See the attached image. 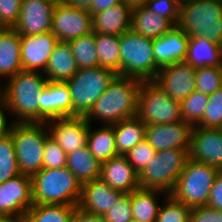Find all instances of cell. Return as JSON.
Masks as SVG:
<instances>
[{
	"mask_svg": "<svg viewBox=\"0 0 222 222\" xmlns=\"http://www.w3.org/2000/svg\"><path fill=\"white\" fill-rule=\"evenodd\" d=\"M47 82L43 72L22 70L0 85L14 123H40L41 92Z\"/></svg>",
	"mask_w": 222,
	"mask_h": 222,
	"instance_id": "1",
	"label": "cell"
},
{
	"mask_svg": "<svg viewBox=\"0 0 222 222\" xmlns=\"http://www.w3.org/2000/svg\"><path fill=\"white\" fill-rule=\"evenodd\" d=\"M142 80L117 75L106 91L97 99L85 119H96L103 125H112L137 115L138 92Z\"/></svg>",
	"mask_w": 222,
	"mask_h": 222,
	"instance_id": "2",
	"label": "cell"
},
{
	"mask_svg": "<svg viewBox=\"0 0 222 222\" xmlns=\"http://www.w3.org/2000/svg\"><path fill=\"white\" fill-rule=\"evenodd\" d=\"M31 188L33 204L78 206L82 185L67 167L42 168L31 176Z\"/></svg>",
	"mask_w": 222,
	"mask_h": 222,
	"instance_id": "3",
	"label": "cell"
},
{
	"mask_svg": "<svg viewBox=\"0 0 222 222\" xmlns=\"http://www.w3.org/2000/svg\"><path fill=\"white\" fill-rule=\"evenodd\" d=\"M177 27L190 38L205 37L222 46L220 0H191L180 4Z\"/></svg>",
	"mask_w": 222,
	"mask_h": 222,
	"instance_id": "4",
	"label": "cell"
},
{
	"mask_svg": "<svg viewBox=\"0 0 222 222\" xmlns=\"http://www.w3.org/2000/svg\"><path fill=\"white\" fill-rule=\"evenodd\" d=\"M159 69L154 60L152 38L132 30L120 35V76L153 81Z\"/></svg>",
	"mask_w": 222,
	"mask_h": 222,
	"instance_id": "5",
	"label": "cell"
},
{
	"mask_svg": "<svg viewBox=\"0 0 222 222\" xmlns=\"http://www.w3.org/2000/svg\"><path fill=\"white\" fill-rule=\"evenodd\" d=\"M11 134L21 174L33 176L43 168L46 139L50 136L46 123H10Z\"/></svg>",
	"mask_w": 222,
	"mask_h": 222,
	"instance_id": "6",
	"label": "cell"
},
{
	"mask_svg": "<svg viewBox=\"0 0 222 222\" xmlns=\"http://www.w3.org/2000/svg\"><path fill=\"white\" fill-rule=\"evenodd\" d=\"M188 160V150L156 151L152 160L138 174L140 188L160 190L170 195Z\"/></svg>",
	"mask_w": 222,
	"mask_h": 222,
	"instance_id": "7",
	"label": "cell"
},
{
	"mask_svg": "<svg viewBox=\"0 0 222 222\" xmlns=\"http://www.w3.org/2000/svg\"><path fill=\"white\" fill-rule=\"evenodd\" d=\"M117 75L114 71L99 66L78 69L73 77L65 81L70 90L72 117H85Z\"/></svg>",
	"mask_w": 222,
	"mask_h": 222,
	"instance_id": "8",
	"label": "cell"
},
{
	"mask_svg": "<svg viewBox=\"0 0 222 222\" xmlns=\"http://www.w3.org/2000/svg\"><path fill=\"white\" fill-rule=\"evenodd\" d=\"M219 169L189 159L170 194L188 207L207 206L212 185Z\"/></svg>",
	"mask_w": 222,
	"mask_h": 222,
	"instance_id": "9",
	"label": "cell"
},
{
	"mask_svg": "<svg viewBox=\"0 0 222 222\" xmlns=\"http://www.w3.org/2000/svg\"><path fill=\"white\" fill-rule=\"evenodd\" d=\"M137 116L145 125L183 121L181 103L165 94L153 81H142L138 92Z\"/></svg>",
	"mask_w": 222,
	"mask_h": 222,
	"instance_id": "10",
	"label": "cell"
},
{
	"mask_svg": "<svg viewBox=\"0 0 222 222\" xmlns=\"http://www.w3.org/2000/svg\"><path fill=\"white\" fill-rule=\"evenodd\" d=\"M32 205L31 176L19 174L0 184V214L20 222Z\"/></svg>",
	"mask_w": 222,
	"mask_h": 222,
	"instance_id": "11",
	"label": "cell"
},
{
	"mask_svg": "<svg viewBox=\"0 0 222 222\" xmlns=\"http://www.w3.org/2000/svg\"><path fill=\"white\" fill-rule=\"evenodd\" d=\"M51 32L59 42H68L92 32V15L67 4L55 6Z\"/></svg>",
	"mask_w": 222,
	"mask_h": 222,
	"instance_id": "12",
	"label": "cell"
},
{
	"mask_svg": "<svg viewBox=\"0 0 222 222\" xmlns=\"http://www.w3.org/2000/svg\"><path fill=\"white\" fill-rule=\"evenodd\" d=\"M195 79L196 69L182 62L161 67L153 82L165 94L181 103L196 90Z\"/></svg>",
	"mask_w": 222,
	"mask_h": 222,
	"instance_id": "13",
	"label": "cell"
},
{
	"mask_svg": "<svg viewBox=\"0 0 222 222\" xmlns=\"http://www.w3.org/2000/svg\"><path fill=\"white\" fill-rule=\"evenodd\" d=\"M50 137L66 154L87 145L89 122L82 116L60 117L46 122Z\"/></svg>",
	"mask_w": 222,
	"mask_h": 222,
	"instance_id": "14",
	"label": "cell"
},
{
	"mask_svg": "<svg viewBox=\"0 0 222 222\" xmlns=\"http://www.w3.org/2000/svg\"><path fill=\"white\" fill-rule=\"evenodd\" d=\"M189 159L206 163L222 171V129L193 126Z\"/></svg>",
	"mask_w": 222,
	"mask_h": 222,
	"instance_id": "15",
	"label": "cell"
},
{
	"mask_svg": "<svg viewBox=\"0 0 222 222\" xmlns=\"http://www.w3.org/2000/svg\"><path fill=\"white\" fill-rule=\"evenodd\" d=\"M58 42L51 31L36 35H20V60L23 70L44 72Z\"/></svg>",
	"mask_w": 222,
	"mask_h": 222,
	"instance_id": "16",
	"label": "cell"
},
{
	"mask_svg": "<svg viewBox=\"0 0 222 222\" xmlns=\"http://www.w3.org/2000/svg\"><path fill=\"white\" fill-rule=\"evenodd\" d=\"M55 5L46 0H22L14 30L20 35H36L51 31Z\"/></svg>",
	"mask_w": 222,
	"mask_h": 222,
	"instance_id": "17",
	"label": "cell"
},
{
	"mask_svg": "<svg viewBox=\"0 0 222 222\" xmlns=\"http://www.w3.org/2000/svg\"><path fill=\"white\" fill-rule=\"evenodd\" d=\"M192 126L184 121L146 125L145 139L156 151L190 150Z\"/></svg>",
	"mask_w": 222,
	"mask_h": 222,
	"instance_id": "18",
	"label": "cell"
},
{
	"mask_svg": "<svg viewBox=\"0 0 222 222\" xmlns=\"http://www.w3.org/2000/svg\"><path fill=\"white\" fill-rule=\"evenodd\" d=\"M189 38L181 28L174 26L163 36L153 39L155 63L161 68L185 62Z\"/></svg>",
	"mask_w": 222,
	"mask_h": 222,
	"instance_id": "19",
	"label": "cell"
},
{
	"mask_svg": "<svg viewBox=\"0 0 222 222\" xmlns=\"http://www.w3.org/2000/svg\"><path fill=\"white\" fill-rule=\"evenodd\" d=\"M60 117H72L69 87L65 82H50L41 92L40 123Z\"/></svg>",
	"mask_w": 222,
	"mask_h": 222,
	"instance_id": "20",
	"label": "cell"
},
{
	"mask_svg": "<svg viewBox=\"0 0 222 222\" xmlns=\"http://www.w3.org/2000/svg\"><path fill=\"white\" fill-rule=\"evenodd\" d=\"M100 178L112 189L122 193H131L140 188L138 173L125 155H117L101 163Z\"/></svg>",
	"mask_w": 222,
	"mask_h": 222,
	"instance_id": "21",
	"label": "cell"
},
{
	"mask_svg": "<svg viewBox=\"0 0 222 222\" xmlns=\"http://www.w3.org/2000/svg\"><path fill=\"white\" fill-rule=\"evenodd\" d=\"M122 194L98 178L82 184L78 207L92 214L103 215Z\"/></svg>",
	"mask_w": 222,
	"mask_h": 222,
	"instance_id": "22",
	"label": "cell"
},
{
	"mask_svg": "<svg viewBox=\"0 0 222 222\" xmlns=\"http://www.w3.org/2000/svg\"><path fill=\"white\" fill-rule=\"evenodd\" d=\"M132 9L124 2L92 15V32L120 36L131 30Z\"/></svg>",
	"mask_w": 222,
	"mask_h": 222,
	"instance_id": "23",
	"label": "cell"
},
{
	"mask_svg": "<svg viewBox=\"0 0 222 222\" xmlns=\"http://www.w3.org/2000/svg\"><path fill=\"white\" fill-rule=\"evenodd\" d=\"M20 34L13 28L0 29V77L8 79L23 70ZM1 81V80H0ZM1 85V82H0Z\"/></svg>",
	"mask_w": 222,
	"mask_h": 222,
	"instance_id": "24",
	"label": "cell"
},
{
	"mask_svg": "<svg viewBox=\"0 0 222 222\" xmlns=\"http://www.w3.org/2000/svg\"><path fill=\"white\" fill-rule=\"evenodd\" d=\"M78 67L67 42H58L47 63L45 77L50 82H65L73 77Z\"/></svg>",
	"mask_w": 222,
	"mask_h": 222,
	"instance_id": "25",
	"label": "cell"
},
{
	"mask_svg": "<svg viewBox=\"0 0 222 222\" xmlns=\"http://www.w3.org/2000/svg\"><path fill=\"white\" fill-rule=\"evenodd\" d=\"M174 25L166 18L147 9L136 7L131 12V30L134 33L155 39L170 31Z\"/></svg>",
	"mask_w": 222,
	"mask_h": 222,
	"instance_id": "26",
	"label": "cell"
},
{
	"mask_svg": "<svg viewBox=\"0 0 222 222\" xmlns=\"http://www.w3.org/2000/svg\"><path fill=\"white\" fill-rule=\"evenodd\" d=\"M185 63L194 69L204 66L222 67V46L205 37L189 38Z\"/></svg>",
	"mask_w": 222,
	"mask_h": 222,
	"instance_id": "27",
	"label": "cell"
},
{
	"mask_svg": "<svg viewBox=\"0 0 222 222\" xmlns=\"http://www.w3.org/2000/svg\"><path fill=\"white\" fill-rule=\"evenodd\" d=\"M66 167L82 184L100 178L101 163L92 155L87 145L67 154Z\"/></svg>",
	"mask_w": 222,
	"mask_h": 222,
	"instance_id": "28",
	"label": "cell"
},
{
	"mask_svg": "<svg viewBox=\"0 0 222 222\" xmlns=\"http://www.w3.org/2000/svg\"><path fill=\"white\" fill-rule=\"evenodd\" d=\"M115 134V147L118 155H126L127 152L145 139L146 125L140 118L134 117L123 119L112 124Z\"/></svg>",
	"mask_w": 222,
	"mask_h": 222,
	"instance_id": "29",
	"label": "cell"
},
{
	"mask_svg": "<svg viewBox=\"0 0 222 222\" xmlns=\"http://www.w3.org/2000/svg\"><path fill=\"white\" fill-rule=\"evenodd\" d=\"M159 194V195H158ZM168 194L160 190L139 188L131 192V210L133 219L138 222H155L160 204L157 196Z\"/></svg>",
	"mask_w": 222,
	"mask_h": 222,
	"instance_id": "30",
	"label": "cell"
},
{
	"mask_svg": "<svg viewBox=\"0 0 222 222\" xmlns=\"http://www.w3.org/2000/svg\"><path fill=\"white\" fill-rule=\"evenodd\" d=\"M93 125L89 123L87 146L92 155L103 163L118 155L115 147V134L112 125H101L93 130Z\"/></svg>",
	"mask_w": 222,
	"mask_h": 222,
	"instance_id": "31",
	"label": "cell"
},
{
	"mask_svg": "<svg viewBox=\"0 0 222 222\" xmlns=\"http://www.w3.org/2000/svg\"><path fill=\"white\" fill-rule=\"evenodd\" d=\"M77 206L33 204L20 222H72Z\"/></svg>",
	"mask_w": 222,
	"mask_h": 222,
	"instance_id": "32",
	"label": "cell"
},
{
	"mask_svg": "<svg viewBox=\"0 0 222 222\" xmlns=\"http://www.w3.org/2000/svg\"><path fill=\"white\" fill-rule=\"evenodd\" d=\"M99 66L120 76V36L95 33Z\"/></svg>",
	"mask_w": 222,
	"mask_h": 222,
	"instance_id": "33",
	"label": "cell"
},
{
	"mask_svg": "<svg viewBox=\"0 0 222 222\" xmlns=\"http://www.w3.org/2000/svg\"><path fill=\"white\" fill-rule=\"evenodd\" d=\"M67 43L73 53L78 69L99 67L94 32Z\"/></svg>",
	"mask_w": 222,
	"mask_h": 222,
	"instance_id": "34",
	"label": "cell"
},
{
	"mask_svg": "<svg viewBox=\"0 0 222 222\" xmlns=\"http://www.w3.org/2000/svg\"><path fill=\"white\" fill-rule=\"evenodd\" d=\"M21 174L11 134L0 133V184Z\"/></svg>",
	"mask_w": 222,
	"mask_h": 222,
	"instance_id": "35",
	"label": "cell"
},
{
	"mask_svg": "<svg viewBox=\"0 0 222 222\" xmlns=\"http://www.w3.org/2000/svg\"><path fill=\"white\" fill-rule=\"evenodd\" d=\"M207 105L208 95L194 90L181 102V116L183 121L192 127L196 126L202 120Z\"/></svg>",
	"mask_w": 222,
	"mask_h": 222,
	"instance_id": "36",
	"label": "cell"
},
{
	"mask_svg": "<svg viewBox=\"0 0 222 222\" xmlns=\"http://www.w3.org/2000/svg\"><path fill=\"white\" fill-rule=\"evenodd\" d=\"M196 90L210 95L222 87V67L204 66L196 69Z\"/></svg>",
	"mask_w": 222,
	"mask_h": 222,
	"instance_id": "37",
	"label": "cell"
},
{
	"mask_svg": "<svg viewBox=\"0 0 222 222\" xmlns=\"http://www.w3.org/2000/svg\"><path fill=\"white\" fill-rule=\"evenodd\" d=\"M163 201L155 222H189L191 207L176 201L171 195L165 197Z\"/></svg>",
	"mask_w": 222,
	"mask_h": 222,
	"instance_id": "38",
	"label": "cell"
},
{
	"mask_svg": "<svg viewBox=\"0 0 222 222\" xmlns=\"http://www.w3.org/2000/svg\"><path fill=\"white\" fill-rule=\"evenodd\" d=\"M196 126L222 128V87L208 96V105L202 120Z\"/></svg>",
	"mask_w": 222,
	"mask_h": 222,
	"instance_id": "39",
	"label": "cell"
},
{
	"mask_svg": "<svg viewBox=\"0 0 222 222\" xmlns=\"http://www.w3.org/2000/svg\"><path fill=\"white\" fill-rule=\"evenodd\" d=\"M155 154L156 150L144 139L130 149L125 156L134 170L139 174L148 165Z\"/></svg>",
	"mask_w": 222,
	"mask_h": 222,
	"instance_id": "40",
	"label": "cell"
},
{
	"mask_svg": "<svg viewBox=\"0 0 222 222\" xmlns=\"http://www.w3.org/2000/svg\"><path fill=\"white\" fill-rule=\"evenodd\" d=\"M107 222H131L133 214L131 210V193H123L116 203L103 214Z\"/></svg>",
	"mask_w": 222,
	"mask_h": 222,
	"instance_id": "41",
	"label": "cell"
},
{
	"mask_svg": "<svg viewBox=\"0 0 222 222\" xmlns=\"http://www.w3.org/2000/svg\"><path fill=\"white\" fill-rule=\"evenodd\" d=\"M67 154L64 150L53 140L48 137L45 142L43 153V168L56 169L66 167Z\"/></svg>",
	"mask_w": 222,
	"mask_h": 222,
	"instance_id": "42",
	"label": "cell"
},
{
	"mask_svg": "<svg viewBox=\"0 0 222 222\" xmlns=\"http://www.w3.org/2000/svg\"><path fill=\"white\" fill-rule=\"evenodd\" d=\"M179 6L178 0H148L145 3L147 9L168 19L174 26L179 19Z\"/></svg>",
	"mask_w": 222,
	"mask_h": 222,
	"instance_id": "43",
	"label": "cell"
},
{
	"mask_svg": "<svg viewBox=\"0 0 222 222\" xmlns=\"http://www.w3.org/2000/svg\"><path fill=\"white\" fill-rule=\"evenodd\" d=\"M22 0H0V28H14L21 9Z\"/></svg>",
	"mask_w": 222,
	"mask_h": 222,
	"instance_id": "44",
	"label": "cell"
},
{
	"mask_svg": "<svg viewBox=\"0 0 222 222\" xmlns=\"http://www.w3.org/2000/svg\"><path fill=\"white\" fill-rule=\"evenodd\" d=\"M189 222H222V211L208 206L192 207Z\"/></svg>",
	"mask_w": 222,
	"mask_h": 222,
	"instance_id": "45",
	"label": "cell"
},
{
	"mask_svg": "<svg viewBox=\"0 0 222 222\" xmlns=\"http://www.w3.org/2000/svg\"><path fill=\"white\" fill-rule=\"evenodd\" d=\"M207 206L222 211V171L215 177Z\"/></svg>",
	"mask_w": 222,
	"mask_h": 222,
	"instance_id": "46",
	"label": "cell"
},
{
	"mask_svg": "<svg viewBox=\"0 0 222 222\" xmlns=\"http://www.w3.org/2000/svg\"><path fill=\"white\" fill-rule=\"evenodd\" d=\"M72 222H107V221L104 219L103 215H96L89 213L77 206L72 218Z\"/></svg>",
	"mask_w": 222,
	"mask_h": 222,
	"instance_id": "47",
	"label": "cell"
},
{
	"mask_svg": "<svg viewBox=\"0 0 222 222\" xmlns=\"http://www.w3.org/2000/svg\"><path fill=\"white\" fill-rule=\"evenodd\" d=\"M123 2L124 0H92L89 12L93 15Z\"/></svg>",
	"mask_w": 222,
	"mask_h": 222,
	"instance_id": "48",
	"label": "cell"
},
{
	"mask_svg": "<svg viewBox=\"0 0 222 222\" xmlns=\"http://www.w3.org/2000/svg\"><path fill=\"white\" fill-rule=\"evenodd\" d=\"M8 112L5 98L0 94V133H5L9 130L10 122L6 117Z\"/></svg>",
	"mask_w": 222,
	"mask_h": 222,
	"instance_id": "49",
	"label": "cell"
},
{
	"mask_svg": "<svg viewBox=\"0 0 222 222\" xmlns=\"http://www.w3.org/2000/svg\"><path fill=\"white\" fill-rule=\"evenodd\" d=\"M92 0H67L66 4L78 10L90 11Z\"/></svg>",
	"mask_w": 222,
	"mask_h": 222,
	"instance_id": "50",
	"label": "cell"
},
{
	"mask_svg": "<svg viewBox=\"0 0 222 222\" xmlns=\"http://www.w3.org/2000/svg\"><path fill=\"white\" fill-rule=\"evenodd\" d=\"M148 0H124V3L127 4L131 9L136 7L145 6V3Z\"/></svg>",
	"mask_w": 222,
	"mask_h": 222,
	"instance_id": "51",
	"label": "cell"
},
{
	"mask_svg": "<svg viewBox=\"0 0 222 222\" xmlns=\"http://www.w3.org/2000/svg\"><path fill=\"white\" fill-rule=\"evenodd\" d=\"M0 222H17V221L6 215L0 214Z\"/></svg>",
	"mask_w": 222,
	"mask_h": 222,
	"instance_id": "52",
	"label": "cell"
},
{
	"mask_svg": "<svg viewBox=\"0 0 222 222\" xmlns=\"http://www.w3.org/2000/svg\"><path fill=\"white\" fill-rule=\"evenodd\" d=\"M46 1L52 3L55 6L60 4H66L67 2V0H46Z\"/></svg>",
	"mask_w": 222,
	"mask_h": 222,
	"instance_id": "53",
	"label": "cell"
},
{
	"mask_svg": "<svg viewBox=\"0 0 222 222\" xmlns=\"http://www.w3.org/2000/svg\"><path fill=\"white\" fill-rule=\"evenodd\" d=\"M180 4L187 2V1H191V0H178Z\"/></svg>",
	"mask_w": 222,
	"mask_h": 222,
	"instance_id": "54",
	"label": "cell"
}]
</instances>
